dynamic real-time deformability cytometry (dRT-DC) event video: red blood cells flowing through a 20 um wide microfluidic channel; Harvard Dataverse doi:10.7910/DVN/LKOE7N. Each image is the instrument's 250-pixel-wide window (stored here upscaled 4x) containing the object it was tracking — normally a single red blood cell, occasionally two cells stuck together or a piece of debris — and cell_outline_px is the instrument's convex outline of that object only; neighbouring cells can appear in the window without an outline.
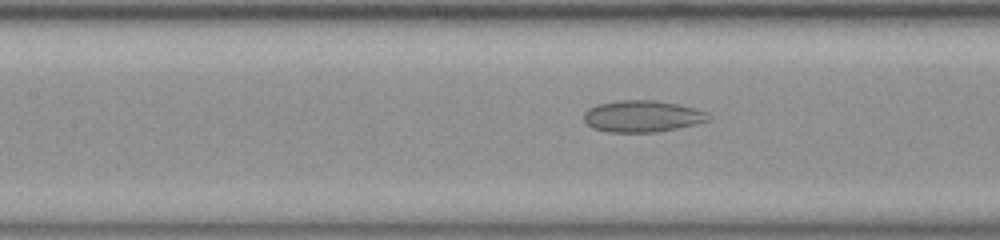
{"species": "common noctule bat (a hibernating species)", "species_latin": "Nyctalus noctula", "temperature_condition": "room temperature", "stored_images_in_passage": 52, "camera_frame_rate_fps": 3000, "um_per_image_px": 0.085, "animal": {"sex": "female", "body_mass_g": 23.0, "forearm_length_mm": 53.4}, "frame": {"image": 1, "passage_image": 23, "time_ms": 7.333, "image_size_px": [1000, 240], "cell_outline_px": [[708, 120], [696, 124], [656, 132], [608, 132], [592, 128], [584, 120], [584, 112], [588, 108], [596, 104], [620, 100], [656, 100], [680, 104], [696, 108], [708, 112]], "centroid_in_image_um": [54.58, 9.87], "position_along_channel_um": 152.8, "area_um2": 23.06}}
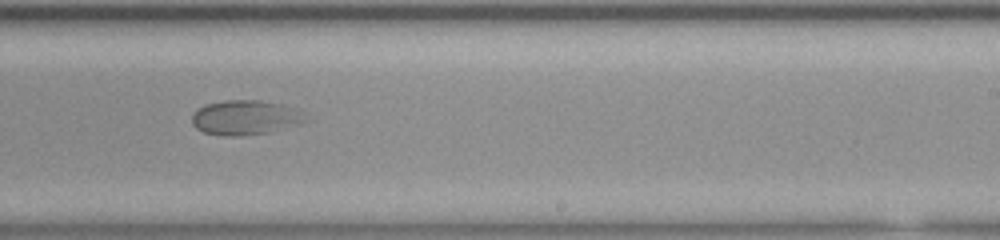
{"frame": {"image": 2, "passage_image": 32, "time_ms": 10.333, "image_size_px": [1000, 240], "cell_outline_px": [[308, 120], [300, 124], [272, 132], [240, 136], [224, 136], [204, 132], [196, 128], [192, 124], [192, 112], [196, 108], [204, 104], [224, 100], [260, 100], [280, 104], [296, 108], [308, 112]], "centroid_in_image_um": [20.89, 9.99], "position_along_channel_um": 268.1, "area_um2": 23.58}}
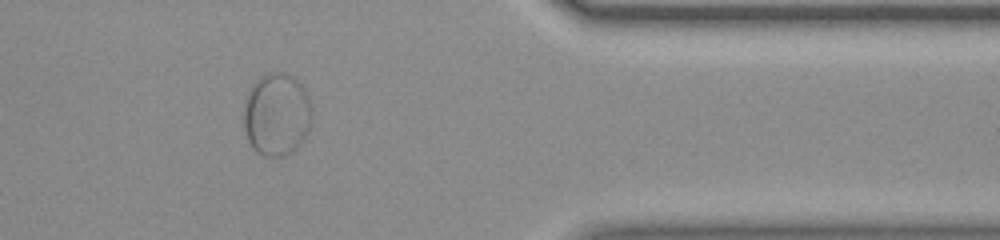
{"frame": {"image": 3, "passage_image": 43, "time_ms": 14.0, "image_size_px": [1000, 240], "cell_outline_px": [[312, 124], [300, 144], [292, 152], [284, 156], [264, 156], [256, 152], [252, 148], [248, 140], [244, 128], [244, 108], [248, 92], [252, 84], [260, 76], [268, 72], [284, 72], [292, 76], [304, 88], [308, 96], [312, 108]], "centroid_in_image_um": [23.53, 9.73], "position_along_channel_um": 387.9, "area_um2": 33.23}}